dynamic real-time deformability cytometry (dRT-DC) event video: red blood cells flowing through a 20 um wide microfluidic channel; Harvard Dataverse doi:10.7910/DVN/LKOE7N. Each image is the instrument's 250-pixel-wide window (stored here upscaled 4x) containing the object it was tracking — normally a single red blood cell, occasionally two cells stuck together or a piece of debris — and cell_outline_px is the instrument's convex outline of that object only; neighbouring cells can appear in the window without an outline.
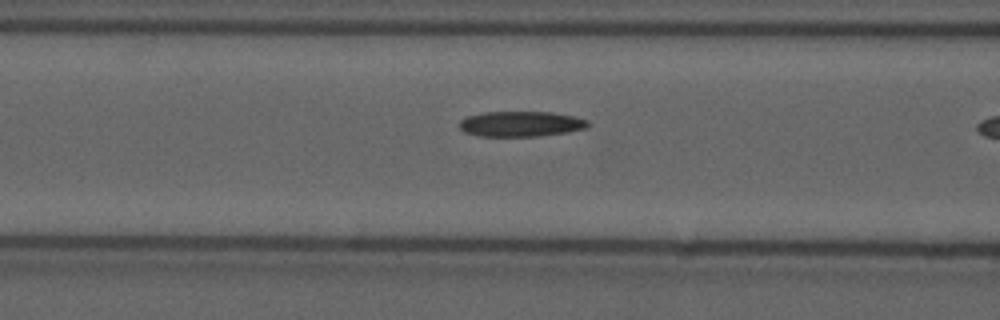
{"species": "common noctule bat (a hibernating species)", "species_latin": "Nyctalus noctula", "temperature_condition": "cold", "stored_images_in_passage": 6, "camera_frame_rate_fps": 3000, "um_per_image_px": 0.085, "animal": {"sex": "male", "forearm_length_mm": 52.5}, "frame": {"image": 1, "passage_image": 5, "time_ms": 1.333, "image_size_px": [1000, 320], "cell_outline_px": [[592, 124], [588, 128], [568, 132], [540, 136], [480, 136], [464, 132], [460, 128], [460, 120], [468, 116], [484, 112], [552, 112], [572, 116], [588, 120]], "centroid_in_image_um": [44.32, 10.53], "position_along_channel_um": 122.3, "area_um2": 19.07}}